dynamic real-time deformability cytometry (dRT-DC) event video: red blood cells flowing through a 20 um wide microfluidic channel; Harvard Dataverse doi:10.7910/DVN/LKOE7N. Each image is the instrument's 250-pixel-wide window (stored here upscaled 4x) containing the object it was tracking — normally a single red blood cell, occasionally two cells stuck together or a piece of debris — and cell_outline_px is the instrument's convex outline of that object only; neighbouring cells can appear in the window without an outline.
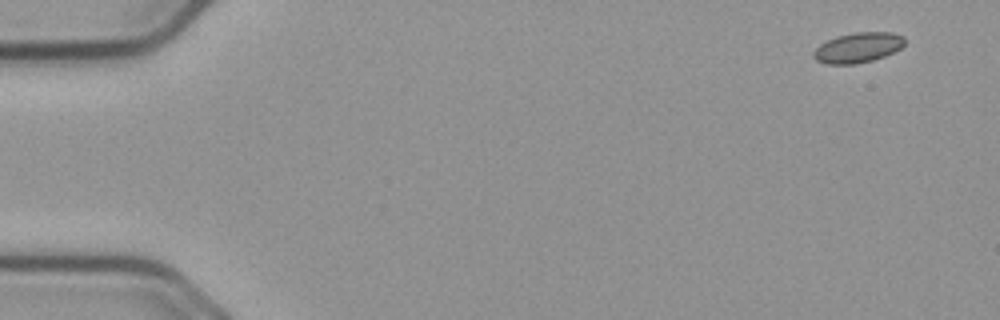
{"species": "common noctule bat (a hibernating species)", "species_latin": "Nyctalus noctula", "temperature_condition": "cold", "stored_images_in_passage": 7, "camera_frame_rate_fps": 3000, "um_per_image_px": 0.085, "animal": {"sex": "male", "body_mass_g": 23.1, "forearm_length_mm": 52.7}, "frame": {"image": 1, "passage_image": 1, "time_ms": 0.0, "image_size_px": [1000, 320], "cell_outline_px": [[904, 44], [900, 48], [884, 56], [872, 60], [856, 64], [824, 64], [816, 60], [812, 56], [812, 52], [820, 44], [836, 36], [856, 32], [892, 32], [904, 36]], "centroid_in_image_um": [72.9, 4.05], "position_along_channel_um": 12.1, "area_um2": 16.01}}